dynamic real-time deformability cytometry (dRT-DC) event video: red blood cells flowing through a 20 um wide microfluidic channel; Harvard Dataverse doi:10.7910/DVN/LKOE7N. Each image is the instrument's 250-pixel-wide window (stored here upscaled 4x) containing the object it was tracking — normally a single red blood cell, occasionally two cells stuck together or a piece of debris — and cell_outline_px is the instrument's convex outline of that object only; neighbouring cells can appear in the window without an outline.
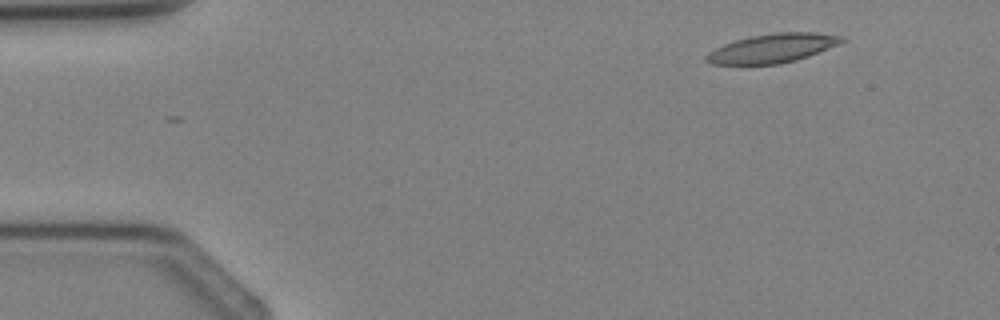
{"species": "Egyptian fruit bat (a non-hibernating species)", "species_latin": "Rousettus aegyptiacus", "temperature_condition": "cold", "stored_images_in_passage": 4, "segment_of_instrument_passage": [1, 2], "camera_frame_rate_fps": 3000, "um_per_image_px": 0.085, "animal": {"sex": "female"}, "frame": {"image": 1, "passage_image": 1, "time_ms": 0.0, "image_size_px": [1000, 320], "cell_outline_px": [[848, 40], [840, 44], [808, 56], [796, 60], [780, 64], [712, 64], [704, 60], [704, 56], [708, 52], [724, 44], [736, 40], [752, 36], [776, 32], [816, 32], [844, 36]], "centroid_in_image_um": [65.7, 4.09], "position_along_channel_um": 19.3, "area_um2": 22.95}}
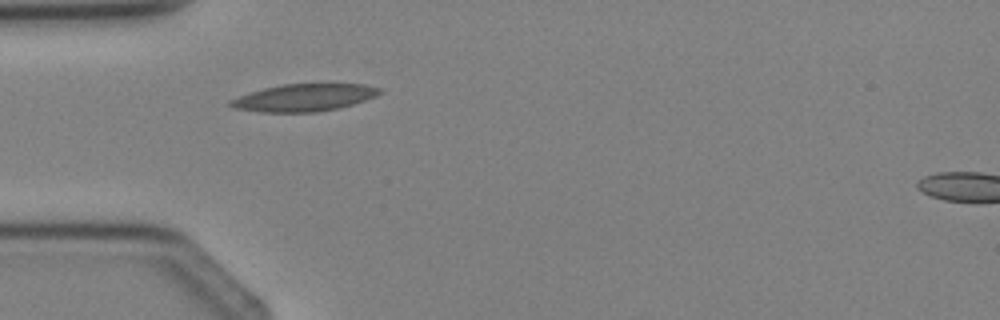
{"frame": {"image": 2, "passage_image": 3, "time_ms": 2.333, "image_size_px": [1000, 320], "cell_outline_px": [[384, 92], [376, 96], [352, 104], [336, 108], [316, 112], [260, 112], [232, 108], [228, 104], [228, 100], [264, 88], [284, 84], [364, 84], [380, 88]], "centroid_in_image_um": [25.84, 8.3], "position_along_channel_um": 59.2, "area_um2": 23.58}}